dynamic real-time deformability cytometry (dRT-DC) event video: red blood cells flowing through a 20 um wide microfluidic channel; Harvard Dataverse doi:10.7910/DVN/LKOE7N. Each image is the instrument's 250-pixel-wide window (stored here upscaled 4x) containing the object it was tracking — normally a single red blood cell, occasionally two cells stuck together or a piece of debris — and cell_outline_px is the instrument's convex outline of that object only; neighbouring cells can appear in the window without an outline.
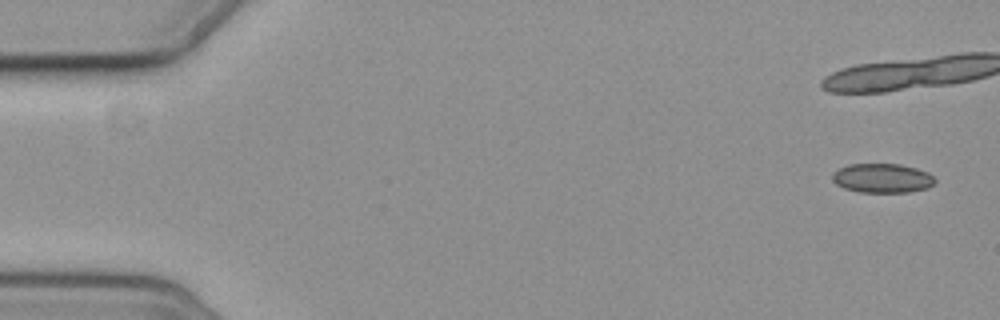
{"species": "common noctule bat (a hibernating species)", "species_latin": "Nyctalus noctula", "temperature_condition": "cold", "stored_images_in_passage": 6, "camera_frame_rate_fps": 3000, "um_per_image_px": 0.085, "animal": {"sex": "female", "body_mass_g": 19.3, "forearm_length_mm": 54.1}, "frame": {"image": 1, "passage_image": 1, "time_ms": 0.0, "image_size_px": [1000, 320], "cell_outline_px": [[936, 180], [928, 188], [908, 192], [860, 192], [844, 188], [836, 184], [832, 180], [832, 172], [848, 164], [900, 164], [916, 168], [928, 172]], "centroid_in_image_um": [74.98, 15.14], "position_along_channel_um": 10.0, "area_um2": 17.51}}
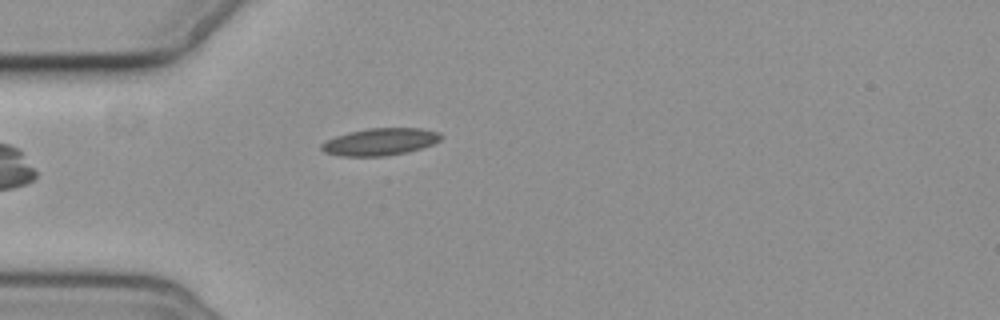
{"frame": {"image": 2, "passage_image": 6, "time_ms": 6.0, "image_size_px": [1000, 320], "cell_outline_px": [[444, 136], [440, 140], [432, 144], [420, 148], [404, 152], [384, 156], [340, 156], [324, 152], [320, 148], [320, 144], [336, 136], [348, 132], [368, 128], [420, 128], [440, 132]], "centroid_in_image_um": [32.3, 12.04], "position_along_channel_um": 52.7, "area_um2": 18.84}}